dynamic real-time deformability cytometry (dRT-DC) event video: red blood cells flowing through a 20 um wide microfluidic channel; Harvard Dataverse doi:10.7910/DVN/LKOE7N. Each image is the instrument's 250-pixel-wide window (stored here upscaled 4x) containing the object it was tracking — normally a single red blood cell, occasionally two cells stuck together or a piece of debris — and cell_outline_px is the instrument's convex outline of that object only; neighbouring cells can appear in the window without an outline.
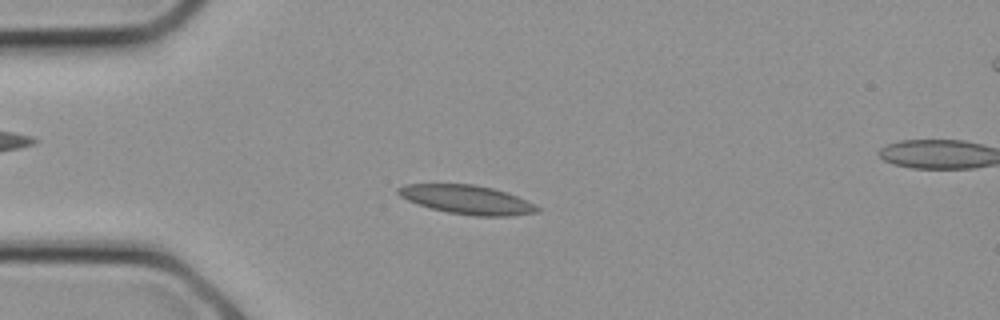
{"species": "common noctule bat (a hibernating species)", "species_latin": "Nyctalus noctula", "temperature_condition": "cold", "stored_images_in_passage": 8, "camera_frame_rate_fps": 3000, "um_per_image_px": 0.085, "animal": {"sex": "female", "body_mass_g": 21.9}, "frame": {"image": 1, "passage_image": 6, "time_ms": 1.667, "image_size_px": [1000, 320], "cell_outline_px": [[540, 212], [512, 216], [476, 216], [448, 212], [432, 208], [408, 200], [400, 196], [396, 192], [396, 188], [404, 184], [472, 184], [492, 188], [508, 192], [536, 204], [540, 208]], "centroid_in_image_um": [39.74, 16.97], "position_along_channel_um": 45.3, "area_um2": 23.47}}